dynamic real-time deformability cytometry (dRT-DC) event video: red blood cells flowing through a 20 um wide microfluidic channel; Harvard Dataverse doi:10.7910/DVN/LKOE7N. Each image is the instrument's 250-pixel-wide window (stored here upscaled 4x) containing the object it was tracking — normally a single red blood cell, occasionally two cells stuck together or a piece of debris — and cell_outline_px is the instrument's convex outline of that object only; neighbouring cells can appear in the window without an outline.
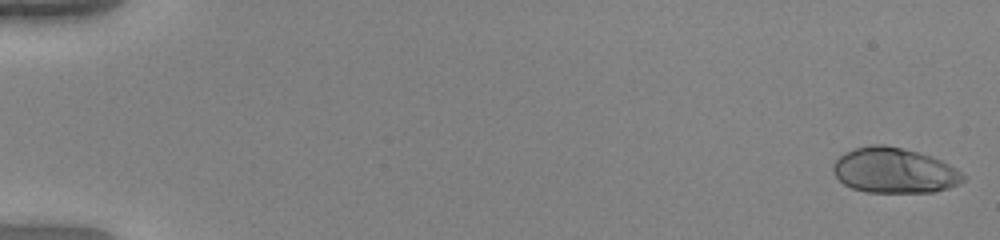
{"species": "human", "species_latin": "Homo sapiens", "temperature_condition": "warm", "stored_images_in_passage": 53, "camera_frame_rate_fps": 3000, "um_per_image_px": 0.085, "donor": {"sex": "female"}, "frame": {"image": 1, "passage_image": 1, "time_ms": 0.0, "image_size_px": [1000, 240], "cell_outline_px": [[968, 176], [964, 180], [948, 188], [932, 192], [868, 192], [852, 188], [844, 184], [836, 176], [832, 168], [832, 164], [844, 152], [856, 148], [872, 144], [884, 144], [932, 156], [956, 168]], "centroid_in_image_um": [76.01, 14.49], "position_along_channel_um": 9.0, "area_um2": 34.16}}
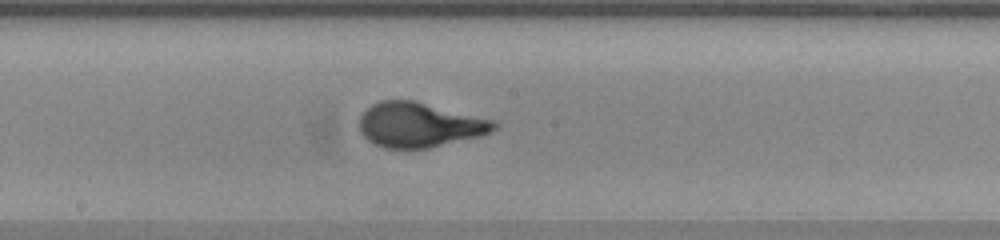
{"frame": {"image": 2, "passage_image": 30, "time_ms": 9.667, "image_size_px": [1000, 240], "cell_outline_px": [[500, 124], [492, 132], [480, 136], [428, 148], [384, 148], [368, 140], [360, 132], [360, 116], [372, 104], [380, 100], [416, 100], [496, 120]], "centroid_in_image_um": [35.7, 10.6], "position_along_channel_um": 212.5, "area_um2": 35.37}}
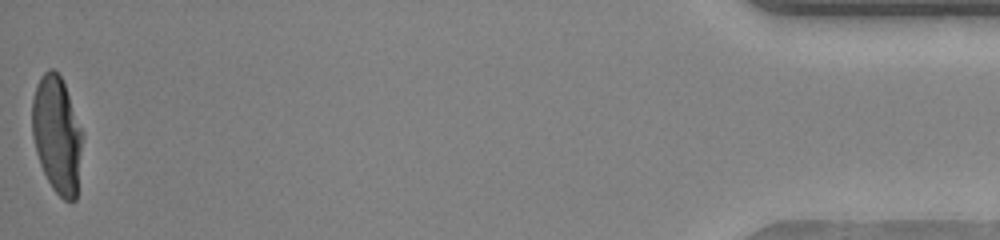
{"frame": {"image": 3, "passage_image": 53, "time_ms": 17.333, "image_size_px": [1000, 240], "cell_outline_px": [[84, 136], [76, 200], [72, 204], [64, 200], [52, 188], [40, 164], [36, 152], [32, 136], [32, 100], [36, 84], [40, 76], [48, 68], [52, 68], [60, 76], [64, 84], [84, 132]], "centroid_in_image_um": [4.86, 11.47], "position_along_channel_um": 430.3, "area_um2": 34.85}, "authors_computed_cell_mechanics": {"area_um2": 34.1598, "velocity_mm_per_s": 3.9576, "shape_relaxation_time_tau1_ms": 4.4041, "shape_relaxation_time_tau2_ms": null, "deformation_change_tau1": 0.2589, "deformation_change_tau2": null}}